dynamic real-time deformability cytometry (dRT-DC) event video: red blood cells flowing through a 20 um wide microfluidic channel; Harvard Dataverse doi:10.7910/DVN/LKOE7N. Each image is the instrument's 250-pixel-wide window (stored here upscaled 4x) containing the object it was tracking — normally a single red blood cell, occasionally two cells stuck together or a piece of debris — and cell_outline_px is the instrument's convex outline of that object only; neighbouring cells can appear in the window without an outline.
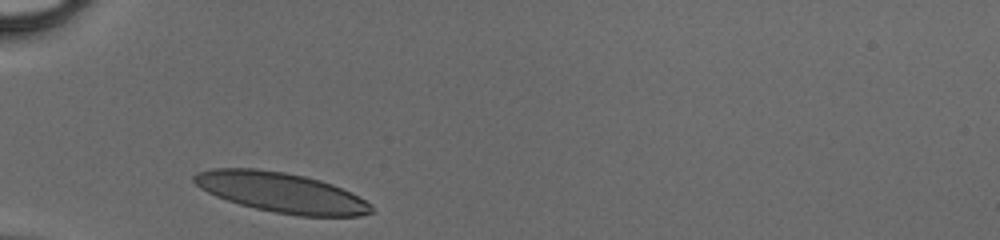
{"species": "human", "species_latin": "Homo sapiens", "temperature_condition": "cold", "stored_images_in_passage": 25, "camera_frame_rate_fps": 3000, "um_per_image_px": 0.085, "donor": {"sex": "male"}, "frame": {"image": 1, "passage_image": 1, "time_ms": 0.0, "image_size_px": [1000, 240], "cell_outline_px": [[376, 212], [360, 216], [300, 216], [276, 212], [256, 208], [240, 204], [216, 196], [200, 188], [192, 180], [192, 176], [196, 172], [212, 168], [256, 168], [284, 172], [304, 176], [320, 180], [332, 184], [372, 204]], "centroid_in_image_um": [23.9, 16.35], "position_along_channel_um": 61.1, "area_um2": 41.1}}
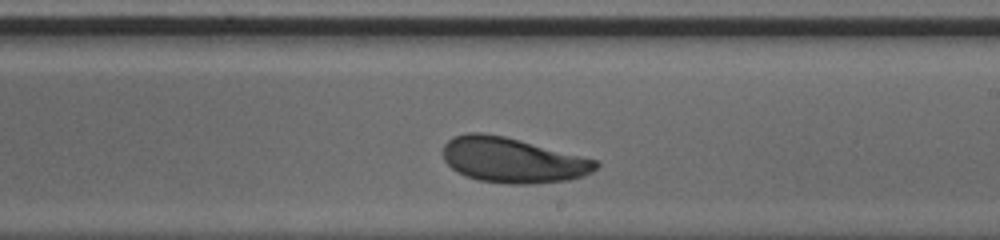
{"frame": {"image": 2, "passage_image": 15, "time_ms": 4.667, "image_size_px": [1000, 240], "cell_outline_px": [[600, 164], [592, 172], [584, 176], [568, 180], [536, 184], [508, 184], [480, 180], [464, 176], [456, 172], [444, 160], [444, 144], [452, 136], [468, 132], [480, 132], [504, 136], [520, 140], [596, 160]], "centroid_in_image_um": [43.55, 13.62], "position_along_channel_um": 245.5, "area_um2": 40.23}}
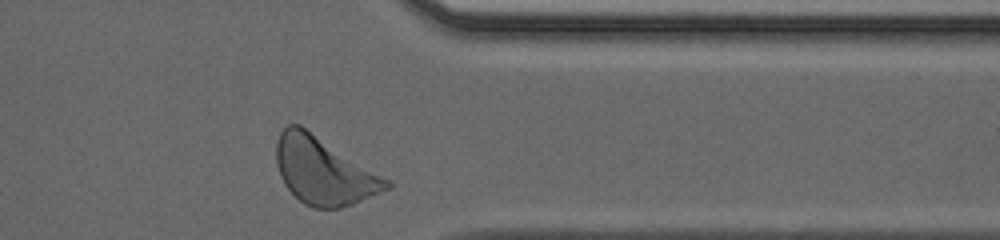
{"frame": {"image": 3, "passage_image": 25, "time_ms": 8.0, "image_size_px": [1000, 240], "cell_outline_px": [[392, 188], [352, 204], [340, 208], [312, 208], [304, 204], [284, 184], [280, 176], [276, 164], [276, 140], [280, 132], [288, 124], [300, 124], [392, 180]], "centroid_in_image_um": [27.54, 14.51], "position_along_channel_um": 383.9, "area_um2": 43.52}}